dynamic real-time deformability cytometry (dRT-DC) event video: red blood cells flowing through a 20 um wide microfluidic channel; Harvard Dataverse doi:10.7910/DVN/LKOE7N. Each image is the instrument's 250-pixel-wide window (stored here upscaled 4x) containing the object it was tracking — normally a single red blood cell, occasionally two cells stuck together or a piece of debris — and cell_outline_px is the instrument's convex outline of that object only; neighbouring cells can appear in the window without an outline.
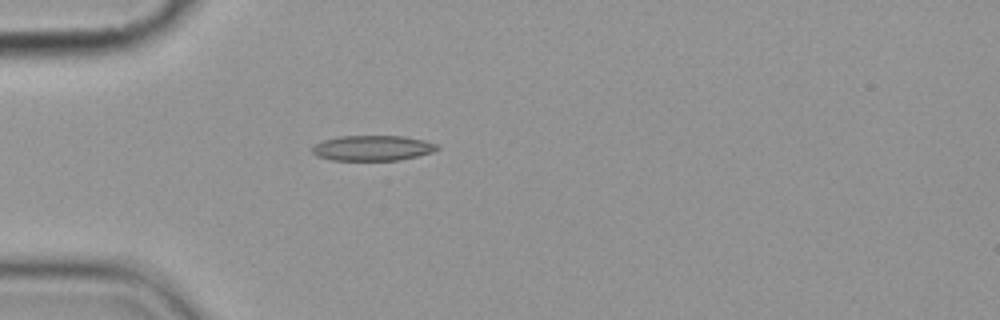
{"species": "common noctule bat (a hibernating species)", "species_latin": "Nyctalus noctula", "temperature_condition": "cold", "stored_images_in_passage": 6, "camera_frame_rate_fps": 3000, "um_per_image_px": 0.085, "animal": {"sex": "female", "body_mass_g": 19.9}, "frame": {"image": 1, "passage_image": 4, "time_ms": 4.333, "image_size_px": [1000, 320], "cell_outline_px": [[440, 148], [432, 152], [400, 160], [332, 160], [316, 156], [312, 152], [312, 148], [316, 144], [324, 140], [340, 136], [404, 136], [424, 140], [440, 144]], "centroid_in_image_um": [31.7, 12.58], "position_along_channel_um": 53.3, "area_um2": 18.44}}
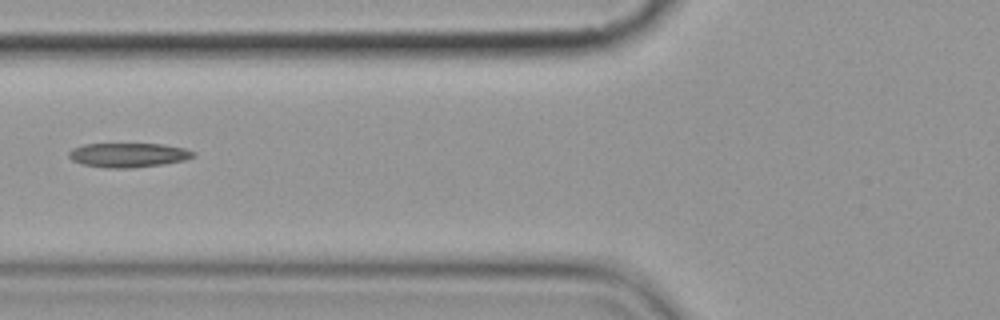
{"frame": {"image": 2, "passage_image": 6, "time_ms": 6.333, "image_size_px": [1000, 320], "cell_outline_px": [[196, 156], [184, 160], [164, 164], [132, 168], [104, 168], [80, 164], [72, 160], [68, 156], [68, 152], [72, 148], [84, 144], [164, 144], [184, 148], [196, 152]], "centroid_in_image_um": [10.9, 13.18], "position_along_channel_um": 114.9, "area_um2": 17.86}}